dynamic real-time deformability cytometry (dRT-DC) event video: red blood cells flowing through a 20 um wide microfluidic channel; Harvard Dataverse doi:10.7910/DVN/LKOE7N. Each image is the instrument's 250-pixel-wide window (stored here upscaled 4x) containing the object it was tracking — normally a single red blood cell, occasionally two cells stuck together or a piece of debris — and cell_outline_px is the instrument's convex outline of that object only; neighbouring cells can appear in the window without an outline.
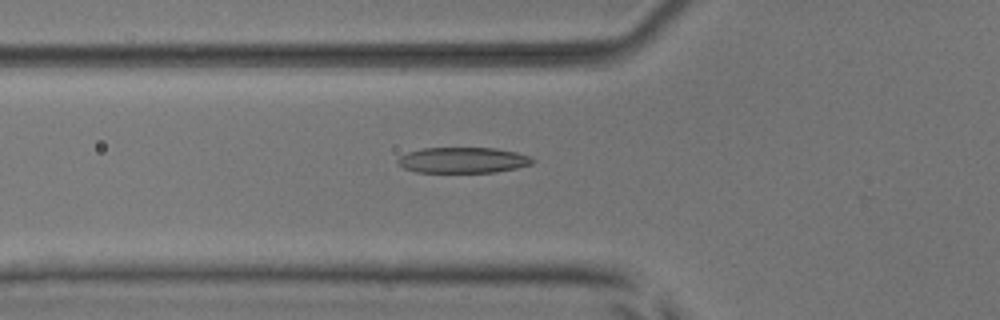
{"species": "common noctule bat (a hibernating species)", "species_latin": "Nyctalus noctula", "temperature_condition": "room temperature", "stored_images_in_passage": 46, "camera_frame_rate_fps": 3000, "um_per_image_px": 0.085, "animal": {"sex": "male", "body_mass_g": 17.9, "forearm_length_mm": 54.2}, "frame": {"image": 1, "passage_image": 19, "time_ms": 6.0, "image_size_px": [1000, 320], "cell_outline_px": [[536, 160], [532, 164], [516, 168], [496, 172], [416, 172], [404, 168], [396, 160], [400, 156], [408, 152], [424, 148], [496, 148], [516, 152], [528, 156]], "centroid_in_image_um": [39.36, 13.61], "position_along_channel_um": 86.4, "area_um2": 20.11}}
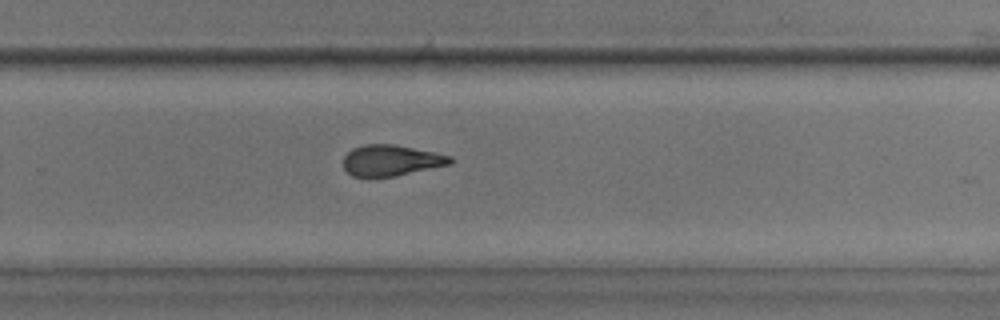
{"frame": {"image": 2, "passage_image": 35, "time_ms": 11.333, "image_size_px": [1000, 320], "cell_outline_px": [[452, 164], [392, 176], [368, 180], [352, 176], [344, 168], [344, 156], [352, 148], [364, 144], [396, 144], [452, 156]], "centroid_in_image_um": [33.19, 13.66], "position_along_channel_um": 296.6, "area_um2": 19.65}}
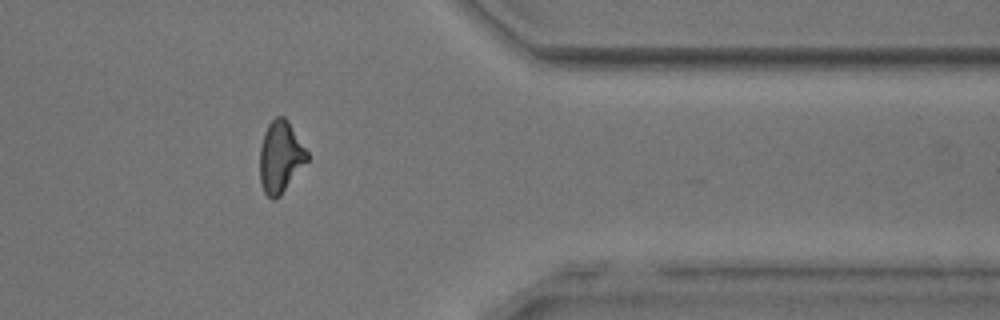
{"frame": {"image": 3, "passage_image": 43, "time_ms": 14.0, "image_size_px": [1000, 320], "cell_outline_px": [[308, 160], [280, 196], [276, 200], [272, 200], [264, 192], [260, 184], [260, 148], [264, 132], [268, 124], [276, 116], [284, 116], [288, 120], [308, 152]], "centroid_in_image_um": [23.83, 13.34], "position_along_channel_um": 387.6, "area_um2": 19.83}, "authors_computed_cell_mechanics": {"area_um2": 20.3167, "velocity_mm_per_s": 3.9417, "shape_relaxation_time_tau1_ms": 6.5641, "shape_relaxation_time_tau2_ms": 2.3557, "deformation_change_tau1": 0.2109, "deformation_change_tau2": 0.1124}}